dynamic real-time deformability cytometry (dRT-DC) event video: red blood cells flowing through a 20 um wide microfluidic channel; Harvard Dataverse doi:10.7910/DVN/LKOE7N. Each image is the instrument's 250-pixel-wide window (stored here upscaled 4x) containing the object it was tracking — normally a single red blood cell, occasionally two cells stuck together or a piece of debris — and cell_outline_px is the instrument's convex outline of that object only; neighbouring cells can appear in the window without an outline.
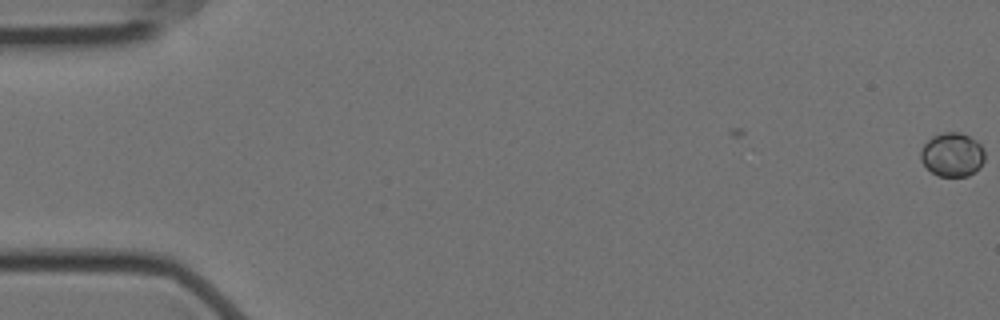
{"species": "Egyptian fruit bat (a non-hibernating species)", "species_latin": "Rousettus aegyptiacus", "temperature_condition": "cold", "stored_images_in_passage": 3, "camera_frame_rate_fps": 3000, "um_per_image_px": 0.085, "animal": {"sex": "female"}, "frame": {"image": 1, "passage_image": 3, "time_ms": 0.667, "image_size_px": [1000, 320], "cell_outline_px": [[984, 160], [980, 168], [968, 176], [940, 176], [932, 172], [920, 160], [920, 152], [924, 144], [932, 136], [940, 132], [960, 132], [976, 140], [980, 144], [984, 152]], "centroid_in_image_um": [80.94, 13.13], "position_along_channel_um": 4.1, "area_um2": 16.42}}